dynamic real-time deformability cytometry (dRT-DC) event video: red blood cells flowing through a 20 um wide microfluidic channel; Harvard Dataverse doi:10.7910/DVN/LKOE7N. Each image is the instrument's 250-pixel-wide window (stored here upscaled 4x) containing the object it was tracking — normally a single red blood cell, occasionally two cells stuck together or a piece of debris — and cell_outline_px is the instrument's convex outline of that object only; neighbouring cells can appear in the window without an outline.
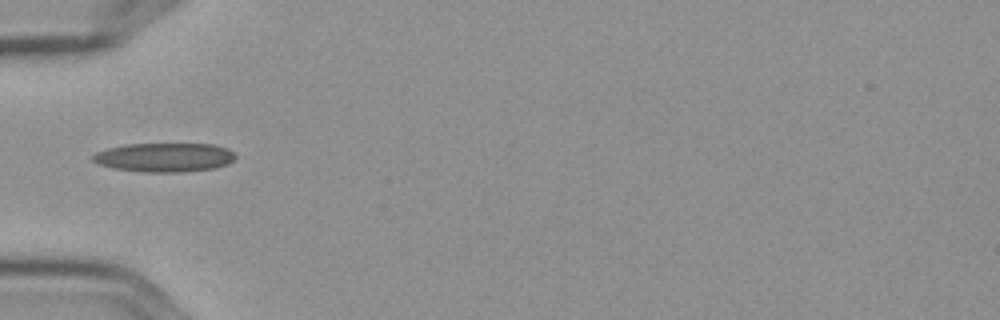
{"species": "Egyptian fruit bat (a non-hibernating species)", "species_latin": "Rousettus aegyptiacus", "temperature_condition": "cold", "stored_images_in_passage": 1, "camera_frame_rate_fps": 3000, "um_per_image_px": 0.085, "frame": {"image": 1, "passage_image": 1, "time_ms": 0.0, "image_size_px": [1000, 320], "cell_outline_px": [[236, 156], [228, 164], [212, 168], [180, 172], [144, 172], [112, 168], [96, 164], [92, 160], [92, 156], [96, 152], [108, 148], [128, 144], [212, 144], [228, 148]], "centroid_in_image_um": [13.94, 13.38], "position_along_channel_um": 71.1, "area_um2": 24.04}}